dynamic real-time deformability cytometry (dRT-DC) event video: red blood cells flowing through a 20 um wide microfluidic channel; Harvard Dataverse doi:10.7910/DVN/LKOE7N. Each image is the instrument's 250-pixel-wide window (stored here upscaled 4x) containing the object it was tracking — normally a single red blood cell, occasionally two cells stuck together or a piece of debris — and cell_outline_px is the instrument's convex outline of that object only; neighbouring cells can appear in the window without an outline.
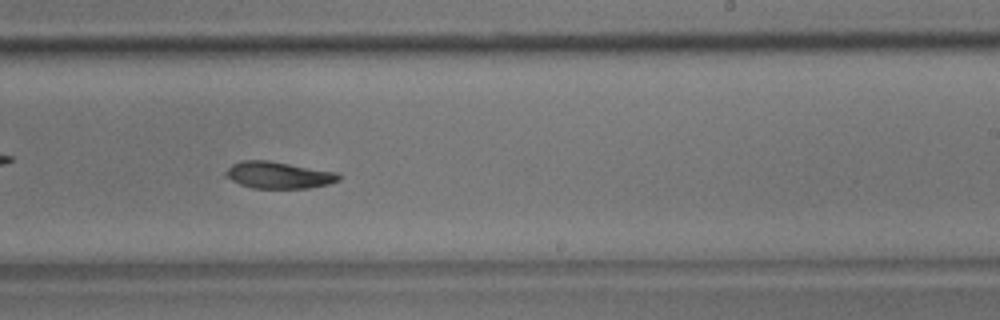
{"species": "common noctule bat (a hibernating species)", "species_latin": "Nyctalus noctula", "temperature_condition": "room temperature", "stored_images_in_passage": 28, "camera_frame_rate_fps": 3000, "um_per_image_px": 0.085, "animal": {"sex": "male", "body_mass_g": 17.9}, "frame": {"image": 1, "passage_image": 23, "time_ms": 7.333, "image_size_px": [1000, 320], "cell_outline_px": [[340, 180], [328, 184], [308, 188], [252, 188], [240, 184], [224, 176], [224, 172], [232, 164], [240, 160], [268, 160], [336, 172], [340, 176]], "centroid_in_image_um": [23.64, 14.88], "position_along_channel_um": 265.4, "area_um2": 17.63}}